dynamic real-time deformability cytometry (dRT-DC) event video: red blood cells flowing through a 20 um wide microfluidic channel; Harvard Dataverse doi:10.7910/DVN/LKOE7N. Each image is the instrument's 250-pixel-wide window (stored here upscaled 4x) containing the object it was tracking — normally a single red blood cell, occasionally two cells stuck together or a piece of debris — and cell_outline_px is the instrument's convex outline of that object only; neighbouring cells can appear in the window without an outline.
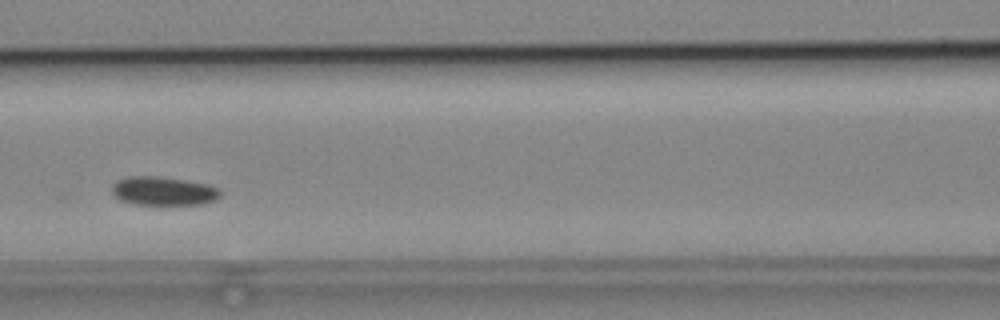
{"species": "common noctule bat (a hibernating species)", "species_latin": "Nyctalus noctula", "temperature_condition": "cold", "stored_images_in_passage": 6, "camera_frame_rate_fps": 3000, "um_per_image_px": 0.085, "animal": {"sex": "male", "body_mass_g": 19.2, "forearm_length_mm": 51.8}, "frame": {"image": 1, "passage_image": 4, "time_ms": 4.333, "image_size_px": [1000, 320], "cell_outline_px": [[220, 196], [216, 200], [200, 204], [136, 204], [120, 200], [112, 192], [112, 184], [116, 180], [128, 176], [156, 176], [184, 180], [208, 184], [220, 188]], "centroid_in_image_um": [13.89, 16.23], "position_along_channel_um": 152.7, "area_um2": 18.09}}
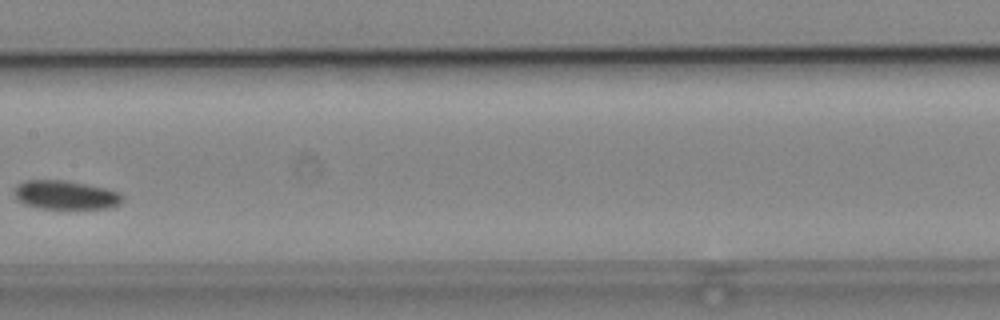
{"frame": {"image": 2, "passage_image": 5, "time_ms": 5.667, "image_size_px": [1000, 320], "cell_outline_px": [[124, 200], [120, 204], [112, 208], [36, 208], [24, 204], [16, 200], [12, 196], [12, 188], [16, 184], [24, 180], [64, 180], [108, 188], [120, 192], [124, 196]], "centroid_in_image_um": [5.53, 16.56], "position_along_channel_um": 201.9, "area_um2": 18.73}}
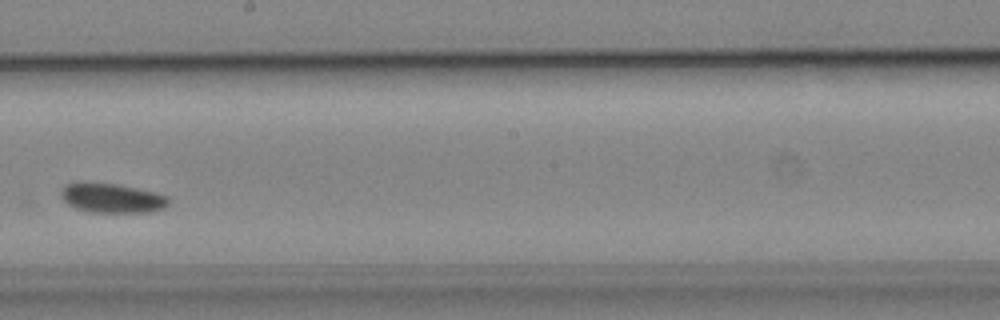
{"frame": {"image": 3, "passage_image": 6, "time_ms": 6.667, "image_size_px": [1000, 320], "cell_outline_px": [[168, 204], [164, 208], [148, 212], [92, 212], [76, 208], [68, 204], [60, 196], [60, 192], [68, 184], [116, 184], [136, 188], [168, 196]], "centroid_in_image_um": [9.55, 16.86], "position_along_channel_um": 238.7, "area_um2": 17.8}}